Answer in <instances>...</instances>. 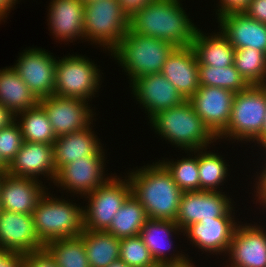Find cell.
I'll return each instance as SVG.
<instances>
[{
    "label": "cell",
    "instance_id": "cell-24",
    "mask_svg": "<svg viewBox=\"0 0 266 267\" xmlns=\"http://www.w3.org/2000/svg\"><path fill=\"white\" fill-rule=\"evenodd\" d=\"M93 133L91 127L78 132L56 137L53 143L54 165L58 172L64 165L73 160L97 154L102 145Z\"/></svg>",
    "mask_w": 266,
    "mask_h": 267
},
{
    "label": "cell",
    "instance_id": "cell-29",
    "mask_svg": "<svg viewBox=\"0 0 266 267\" xmlns=\"http://www.w3.org/2000/svg\"><path fill=\"white\" fill-rule=\"evenodd\" d=\"M147 220L144 207L131 193L113 217L106 232L118 239L138 236Z\"/></svg>",
    "mask_w": 266,
    "mask_h": 267
},
{
    "label": "cell",
    "instance_id": "cell-53",
    "mask_svg": "<svg viewBox=\"0 0 266 267\" xmlns=\"http://www.w3.org/2000/svg\"><path fill=\"white\" fill-rule=\"evenodd\" d=\"M4 172H0V185H1V179ZM1 210V209H0Z\"/></svg>",
    "mask_w": 266,
    "mask_h": 267
},
{
    "label": "cell",
    "instance_id": "cell-15",
    "mask_svg": "<svg viewBox=\"0 0 266 267\" xmlns=\"http://www.w3.org/2000/svg\"><path fill=\"white\" fill-rule=\"evenodd\" d=\"M230 198L218 191H186L180 198L179 211L175 220L181 229L200 220L222 217L230 208Z\"/></svg>",
    "mask_w": 266,
    "mask_h": 267
},
{
    "label": "cell",
    "instance_id": "cell-20",
    "mask_svg": "<svg viewBox=\"0 0 266 267\" xmlns=\"http://www.w3.org/2000/svg\"><path fill=\"white\" fill-rule=\"evenodd\" d=\"M44 188L38 179L15 177L4 172L0 185V209L32 214L46 192Z\"/></svg>",
    "mask_w": 266,
    "mask_h": 267
},
{
    "label": "cell",
    "instance_id": "cell-26",
    "mask_svg": "<svg viewBox=\"0 0 266 267\" xmlns=\"http://www.w3.org/2000/svg\"><path fill=\"white\" fill-rule=\"evenodd\" d=\"M191 46L195 51L198 64L213 67L234 64L235 48L221 31L218 34L206 36L198 29Z\"/></svg>",
    "mask_w": 266,
    "mask_h": 267
},
{
    "label": "cell",
    "instance_id": "cell-43",
    "mask_svg": "<svg viewBox=\"0 0 266 267\" xmlns=\"http://www.w3.org/2000/svg\"><path fill=\"white\" fill-rule=\"evenodd\" d=\"M0 267H23V255L10 253L1 263Z\"/></svg>",
    "mask_w": 266,
    "mask_h": 267
},
{
    "label": "cell",
    "instance_id": "cell-47",
    "mask_svg": "<svg viewBox=\"0 0 266 267\" xmlns=\"http://www.w3.org/2000/svg\"><path fill=\"white\" fill-rule=\"evenodd\" d=\"M163 267H194L193 263L187 258L182 262L163 264Z\"/></svg>",
    "mask_w": 266,
    "mask_h": 267
},
{
    "label": "cell",
    "instance_id": "cell-32",
    "mask_svg": "<svg viewBox=\"0 0 266 267\" xmlns=\"http://www.w3.org/2000/svg\"><path fill=\"white\" fill-rule=\"evenodd\" d=\"M198 67L200 86H214L238 93L250 85L235 68L234 64L226 67L198 64Z\"/></svg>",
    "mask_w": 266,
    "mask_h": 267
},
{
    "label": "cell",
    "instance_id": "cell-6",
    "mask_svg": "<svg viewBox=\"0 0 266 267\" xmlns=\"http://www.w3.org/2000/svg\"><path fill=\"white\" fill-rule=\"evenodd\" d=\"M266 114V84H251L235 93L230 121L217 137L249 141L260 135Z\"/></svg>",
    "mask_w": 266,
    "mask_h": 267
},
{
    "label": "cell",
    "instance_id": "cell-31",
    "mask_svg": "<svg viewBox=\"0 0 266 267\" xmlns=\"http://www.w3.org/2000/svg\"><path fill=\"white\" fill-rule=\"evenodd\" d=\"M44 248L54 258L58 267H90L80 235L54 240Z\"/></svg>",
    "mask_w": 266,
    "mask_h": 267
},
{
    "label": "cell",
    "instance_id": "cell-1",
    "mask_svg": "<svg viewBox=\"0 0 266 267\" xmlns=\"http://www.w3.org/2000/svg\"><path fill=\"white\" fill-rule=\"evenodd\" d=\"M184 11L179 0H152L129 18V30L175 47L191 46L198 29Z\"/></svg>",
    "mask_w": 266,
    "mask_h": 267
},
{
    "label": "cell",
    "instance_id": "cell-11",
    "mask_svg": "<svg viewBox=\"0 0 266 267\" xmlns=\"http://www.w3.org/2000/svg\"><path fill=\"white\" fill-rule=\"evenodd\" d=\"M13 67L40 100L54 95L57 59L45 50H24Z\"/></svg>",
    "mask_w": 266,
    "mask_h": 267
},
{
    "label": "cell",
    "instance_id": "cell-39",
    "mask_svg": "<svg viewBox=\"0 0 266 267\" xmlns=\"http://www.w3.org/2000/svg\"><path fill=\"white\" fill-rule=\"evenodd\" d=\"M243 12L250 18L266 24V0H251Z\"/></svg>",
    "mask_w": 266,
    "mask_h": 267
},
{
    "label": "cell",
    "instance_id": "cell-38",
    "mask_svg": "<svg viewBox=\"0 0 266 267\" xmlns=\"http://www.w3.org/2000/svg\"><path fill=\"white\" fill-rule=\"evenodd\" d=\"M23 267H58L54 258L45 249L23 255Z\"/></svg>",
    "mask_w": 266,
    "mask_h": 267
},
{
    "label": "cell",
    "instance_id": "cell-50",
    "mask_svg": "<svg viewBox=\"0 0 266 267\" xmlns=\"http://www.w3.org/2000/svg\"><path fill=\"white\" fill-rule=\"evenodd\" d=\"M7 167L0 161V172H6Z\"/></svg>",
    "mask_w": 266,
    "mask_h": 267
},
{
    "label": "cell",
    "instance_id": "cell-42",
    "mask_svg": "<svg viewBox=\"0 0 266 267\" xmlns=\"http://www.w3.org/2000/svg\"><path fill=\"white\" fill-rule=\"evenodd\" d=\"M262 173H260V176L258 177V182H257V187L256 190L258 194L256 196L258 197L259 202L263 203L262 205L266 204V163H265V168L263 171L261 170Z\"/></svg>",
    "mask_w": 266,
    "mask_h": 267
},
{
    "label": "cell",
    "instance_id": "cell-40",
    "mask_svg": "<svg viewBox=\"0 0 266 267\" xmlns=\"http://www.w3.org/2000/svg\"><path fill=\"white\" fill-rule=\"evenodd\" d=\"M221 8L219 7L218 10V17L233 13V12H243L251 0H220Z\"/></svg>",
    "mask_w": 266,
    "mask_h": 267
},
{
    "label": "cell",
    "instance_id": "cell-36",
    "mask_svg": "<svg viewBox=\"0 0 266 267\" xmlns=\"http://www.w3.org/2000/svg\"><path fill=\"white\" fill-rule=\"evenodd\" d=\"M119 259L129 267H152L157 264L139 235L120 239Z\"/></svg>",
    "mask_w": 266,
    "mask_h": 267
},
{
    "label": "cell",
    "instance_id": "cell-12",
    "mask_svg": "<svg viewBox=\"0 0 266 267\" xmlns=\"http://www.w3.org/2000/svg\"><path fill=\"white\" fill-rule=\"evenodd\" d=\"M234 97L235 93L228 89L200 86L188 101L206 126L218 137L230 121Z\"/></svg>",
    "mask_w": 266,
    "mask_h": 267
},
{
    "label": "cell",
    "instance_id": "cell-45",
    "mask_svg": "<svg viewBox=\"0 0 266 267\" xmlns=\"http://www.w3.org/2000/svg\"><path fill=\"white\" fill-rule=\"evenodd\" d=\"M16 2L17 0H0V21L5 15L7 16V11H10Z\"/></svg>",
    "mask_w": 266,
    "mask_h": 267
},
{
    "label": "cell",
    "instance_id": "cell-33",
    "mask_svg": "<svg viewBox=\"0 0 266 267\" xmlns=\"http://www.w3.org/2000/svg\"><path fill=\"white\" fill-rule=\"evenodd\" d=\"M234 66L251 84H266V53L252 48L235 50Z\"/></svg>",
    "mask_w": 266,
    "mask_h": 267
},
{
    "label": "cell",
    "instance_id": "cell-44",
    "mask_svg": "<svg viewBox=\"0 0 266 267\" xmlns=\"http://www.w3.org/2000/svg\"><path fill=\"white\" fill-rule=\"evenodd\" d=\"M15 115L6 107L0 104V129L9 125L15 120Z\"/></svg>",
    "mask_w": 266,
    "mask_h": 267
},
{
    "label": "cell",
    "instance_id": "cell-18",
    "mask_svg": "<svg viewBox=\"0 0 266 267\" xmlns=\"http://www.w3.org/2000/svg\"><path fill=\"white\" fill-rule=\"evenodd\" d=\"M228 253L230 267H266V232L258 225H237Z\"/></svg>",
    "mask_w": 266,
    "mask_h": 267
},
{
    "label": "cell",
    "instance_id": "cell-27",
    "mask_svg": "<svg viewBox=\"0 0 266 267\" xmlns=\"http://www.w3.org/2000/svg\"><path fill=\"white\" fill-rule=\"evenodd\" d=\"M0 104L16 115L37 106L39 99L15 69L9 67L0 70Z\"/></svg>",
    "mask_w": 266,
    "mask_h": 267
},
{
    "label": "cell",
    "instance_id": "cell-13",
    "mask_svg": "<svg viewBox=\"0 0 266 267\" xmlns=\"http://www.w3.org/2000/svg\"><path fill=\"white\" fill-rule=\"evenodd\" d=\"M104 161L103 149L93 156L73 160L57 172L54 183L64 190L87 196L109 179L103 176Z\"/></svg>",
    "mask_w": 266,
    "mask_h": 267
},
{
    "label": "cell",
    "instance_id": "cell-9",
    "mask_svg": "<svg viewBox=\"0 0 266 267\" xmlns=\"http://www.w3.org/2000/svg\"><path fill=\"white\" fill-rule=\"evenodd\" d=\"M124 180V181H123ZM126 181V182H125ZM131 194L130 182L115 176L87 195L84 208V229L107 231L124 201Z\"/></svg>",
    "mask_w": 266,
    "mask_h": 267
},
{
    "label": "cell",
    "instance_id": "cell-4",
    "mask_svg": "<svg viewBox=\"0 0 266 267\" xmlns=\"http://www.w3.org/2000/svg\"><path fill=\"white\" fill-rule=\"evenodd\" d=\"M176 47L167 41L131 32L110 51L131 82L138 77L160 73L163 64Z\"/></svg>",
    "mask_w": 266,
    "mask_h": 267
},
{
    "label": "cell",
    "instance_id": "cell-23",
    "mask_svg": "<svg viewBox=\"0 0 266 267\" xmlns=\"http://www.w3.org/2000/svg\"><path fill=\"white\" fill-rule=\"evenodd\" d=\"M49 25L56 39L72 41L84 38V7L80 0H51Z\"/></svg>",
    "mask_w": 266,
    "mask_h": 267
},
{
    "label": "cell",
    "instance_id": "cell-41",
    "mask_svg": "<svg viewBox=\"0 0 266 267\" xmlns=\"http://www.w3.org/2000/svg\"><path fill=\"white\" fill-rule=\"evenodd\" d=\"M152 0H118L122 10L130 18L135 12L142 10Z\"/></svg>",
    "mask_w": 266,
    "mask_h": 267
},
{
    "label": "cell",
    "instance_id": "cell-48",
    "mask_svg": "<svg viewBox=\"0 0 266 267\" xmlns=\"http://www.w3.org/2000/svg\"><path fill=\"white\" fill-rule=\"evenodd\" d=\"M108 267H129V266L119 259L112 262Z\"/></svg>",
    "mask_w": 266,
    "mask_h": 267
},
{
    "label": "cell",
    "instance_id": "cell-16",
    "mask_svg": "<svg viewBox=\"0 0 266 267\" xmlns=\"http://www.w3.org/2000/svg\"><path fill=\"white\" fill-rule=\"evenodd\" d=\"M0 247L22 255L43 249L44 245L35 232L33 215L1 209Z\"/></svg>",
    "mask_w": 266,
    "mask_h": 267
},
{
    "label": "cell",
    "instance_id": "cell-8",
    "mask_svg": "<svg viewBox=\"0 0 266 267\" xmlns=\"http://www.w3.org/2000/svg\"><path fill=\"white\" fill-rule=\"evenodd\" d=\"M99 72L93 62L81 55L57 60L54 95L83 100L92 98L99 88Z\"/></svg>",
    "mask_w": 266,
    "mask_h": 267
},
{
    "label": "cell",
    "instance_id": "cell-37",
    "mask_svg": "<svg viewBox=\"0 0 266 267\" xmlns=\"http://www.w3.org/2000/svg\"><path fill=\"white\" fill-rule=\"evenodd\" d=\"M17 119L0 129V161L8 167L23 144V137Z\"/></svg>",
    "mask_w": 266,
    "mask_h": 267
},
{
    "label": "cell",
    "instance_id": "cell-34",
    "mask_svg": "<svg viewBox=\"0 0 266 267\" xmlns=\"http://www.w3.org/2000/svg\"><path fill=\"white\" fill-rule=\"evenodd\" d=\"M201 153V154H199ZM198 153V169L200 178V190L218 191L217 186L221 185L227 177V164L222 160V156L216 153ZM221 157V158H220Z\"/></svg>",
    "mask_w": 266,
    "mask_h": 267
},
{
    "label": "cell",
    "instance_id": "cell-14",
    "mask_svg": "<svg viewBox=\"0 0 266 267\" xmlns=\"http://www.w3.org/2000/svg\"><path fill=\"white\" fill-rule=\"evenodd\" d=\"M130 85L134 97L148 112L149 119L162 110L180 106L186 101L178 89L161 73L143 75L134 79Z\"/></svg>",
    "mask_w": 266,
    "mask_h": 267
},
{
    "label": "cell",
    "instance_id": "cell-7",
    "mask_svg": "<svg viewBox=\"0 0 266 267\" xmlns=\"http://www.w3.org/2000/svg\"><path fill=\"white\" fill-rule=\"evenodd\" d=\"M129 17L118 0H96L84 7V38L111 51L127 34Z\"/></svg>",
    "mask_w": 266,
    "mask_h": 267
},
{
    "label": "cell",
    "instance_id": "cell-51",
    "mask_svg": "<svg viewBox=\"0 0 266 267\" xmlns=\"http://www.w3.org/2000/svg\"><path fill=\"white\" fill-rule=\"evenodd\" d=\"M84 5L96 0H80Z\"/></svg>",
    "mask_w": 266,
    "mask_h": 267
},
{
    "label": "cell",
    "instance_id": "cell-22",
    "mask_svg": "<svg viewBox=\"0 0 266 267\" xmlns=\"http://www.w3.org/2000/svg\"><path fill=\"white\" fill-rule=\"evenodd\" d=\"M221 32L237 49L252 48L266 53V24L247 16L244 12H233L218 17Z\"/></svg>",
    "mask_w": 266,
    "mask_h": 267
},
{
    "label": "cell",
    "instance_id": "cell-21",
    "mask_svg": "<svg viewBox=\"0 0 266 267\" xmlns=\"http://www.w3.org/2000/svg\"><path fill=\"white\" fill-rule=\"evenodd\" d=\"M189 100L200 87L198 60L192 46L176 47L161 72Z\"/></svg>",
    "mask_w": 266,
    "mask_h": 267
},
{
    "label": "cell",
    "instance_id": "cell-52",
    "mask_svg": "<svg viewBox=\"0 0 266 267\" xmlns=\"http://www.w3.org/2000/svg\"><path fill=\"white\" fill-rule=\"evenodd\" d=\"M152 267H163V264H156V265H154Z\"/></svg>",
    "mask_w": 266,
    "mask_h": 267
},
{
    "label": "cell",
    "instance_id": "cell-2",
    "mask_svg": "<svg viewBox=\"0 0 266 267\" xmlns=\"http://www.w3.org/2000/svg\"><path fill=\"white\" fill-rule=\"evenodd\" d=\"M154 164L128 175L131 193L144 207L148 219L175 221L183 191L161 162Z\"/></svg>",
    "mask_w": 266,
    "mask_h": 267
},
{
    "label": "cell",
    "instance_id": "cell-3",
    "mask_svg": "<svg viewBox=\"0 0 266 267\" xmlns=\"http://www.w3.org/2000/svg\"><path fill=\"white\" fill-rule=\"evenodd\" d=\"M150 123L161 137L187 152L205 151L207 145L217 139L188 100L180 106L158 112Z\"/></svg>",
    "mask_w": 266,
    "mask_h": 267
},
{
    "label": "cell",
    "instance_id": "cell-25",
    "mask_svg": "<svg viewBox=\"0 0 266 267\" xmlns=\"http://www.w3.org/2000/svg\"><path fill=\"white\" fill-rule=\"evenodd\" d=\"M180 230L175 221L148 219L143 225L139 236L142 238L157 264L177 263L186 260L188 257L180 253V255L175 254V257L172 255L168 258L166 251L172 249L173 244L170 235L172 232L176 233Z\"/></svg>",
    "mask_w": 266,
    "mask_h": 267
},
{
    "label": "cell",
    "instance_id": "cell-49",
    "mask_svg": "<svg viewBox=\"0 0 266 267\" xmlns=\"http://www.w3.org/2000/svg\"><path fill=\"white\" fill-rule=\"evenodd\" d=\"M10 254V252L0 247V263Z\"/></svg>",
    "mask_w": 266,
    "mask_h": 267
},
{
    "label": "cell",
    "instance_id": "cell-19",
    "mask_svg": "<svg viewBox=\"0 0 266 267\" xmlns=\"http://www.w3.org/2000/svg\"><path fill=\"white\" fill-rule=\"evenodd\" d=\"M6 172L11 176L33 179L43 174L50 176L54 183L57 171L54 165L53 145L24 141Z\"/></svg>",
    "mask_w": 266,
    "mask_h": 267
},
{
    "label": "cell",
    "instance_id": "cell-46",
    "mask_svg": "<svg viewBox=\"0 0 266 267\" xmlns=\"http://www.w3.org/2000/svg\"><path fill=\"white\" fill-rule=\"evenodd\" d=\"M255 140L258 142L257 144H262V147L266 149V114L261 128V133Z\"/></svg>",
    "mask_w": 266,
    "mask_h": 267
},
{
    "label": "cell",
    "instance_id": "cell-30",
    "mask_svg": "<svg viewBox=\"0 0 266 267\" xmlns=\"http://www.w3.org/2000/svg\"><path fill=\"white\" fill-rule=\"evenodd\" d=\"M18 114L22 115L18 124L23 141L53 145L56 135L44 108L40 104L17 113L15 118L18 117Z\"/></svg>",
    "mask_w": 266,
    "mask_h": 267
},
{
    "label": "cell",
    "instance_id": "cell-5",
    "mask_svg": "<svg viewBox=\"0 0 266 267\" xmlns=\"http://www.w3.org/2000/svg\"><path fill=\"white\" fill-rule=\"evenodd\" d=\"M35 232L45 246L57 239L79 236L84 231V210L64 199L41 196L33 213Z\"/></svg>",
    "mask_w": 266,
    "mask_h": 267
},
{
    "label": "cell",
    "instance_id": "cell-17",
    "mask_svg": "<svg viewBox=\"0 0 266 267\" xmlns=\"http://www.w3.org/2000/svg\"><path fill=\"white\" fill-rule=\"evenodd\" d=\"M232 209L231 207L222 217L202 219L198 223L190 224L183 232L202 251L216 252V254L226 253L238 225L235 220H232L234 219L231 215Z\"/></svg>",
    "mask_w": 266,
    "mask_h": 267
},
{
    "label": "cell",
    "instance_id": "cell-10",
    "mask_svg": "<svg viewBox=\"0 0 266 267\" xmlns=\"http://www.w3.org/2000/svg\"><path fill=\"white\" fill-rule=\"evenodd\" d=\"M39 104L44 108L56 137L90 127L94 117L88 101L80 98L52 95L40 99Z\"/></svg>",
    "mask_w": 266,
    "mask_h": 267
},
{
    "label": "cell",
    "instance_id": "cell-35",
    "mask_svg": "<svg viewBox=\"0 0 266 267\" xmlns=\"http://www.w3.org/2000/svg\"><path fill=\"white\" fill-rule=\"evenodd\" d=\"M178 162H161L173 177V181L183 191H200L198 155L183 158Z\"/></svg>",
    "mask_w": 266,
    "mask_h": 267
},
{
    "label": "cell",
    "instance_id": "cell-28",
    "mask_svg": "<svg viewBox=\"0 0 266 267\" xmlns=\"http://www.w3.org/2000/svg\"><path fill=\"white\" fill-rule=\"evenodd\" d=\"M90 267H108L119 260L120 239L106 231L84 229L80 234Z\"/></svg>",
    "mask_w": 266,
    "mask_h": 267
}]
</instances>
